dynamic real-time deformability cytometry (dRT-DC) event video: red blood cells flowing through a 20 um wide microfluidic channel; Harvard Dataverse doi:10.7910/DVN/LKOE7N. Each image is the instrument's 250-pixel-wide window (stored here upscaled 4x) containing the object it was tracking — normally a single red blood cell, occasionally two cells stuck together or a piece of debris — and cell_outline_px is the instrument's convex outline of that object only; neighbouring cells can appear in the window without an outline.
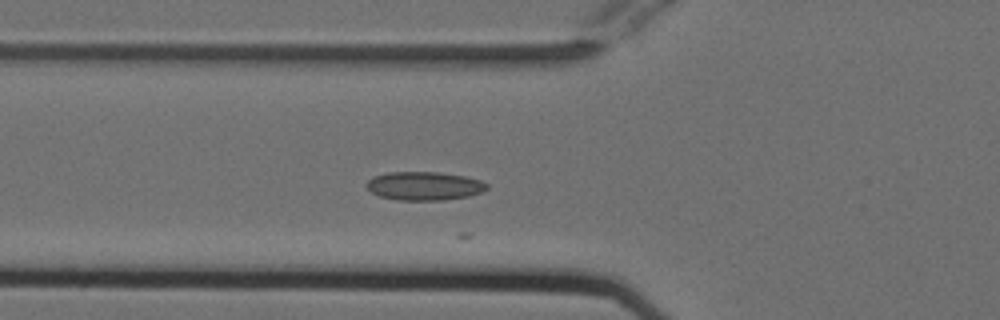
{"species": "Egyptian fruit bat (a non-hibernating species)", "species_latin": "Rousettus aegyptiacus", "temperature_condition": "cold", "stored_images_in_passage": 7, "camera_frame_rate_fps": 3000, "um_per_image_px": 0.085, "animal": {"sex": "female"}, "frame": {"image": 1, "passage_image": 2, "time_ms": 0.333, "image_size_px": [1000, 320], "cell_outline_px": [[488, 188], [484, 192], [468, 196], [444, 200], [396, 200], [380, 196], [372, 192], [364, 184], [372, 176], [388, 172], [440, 172], [464, 176], [480, 180], [488, 184]], "centroid_in_image_um": [36.06, 15.8], "position_along_channel_um": 89.7, "area_um2": 20.17}}
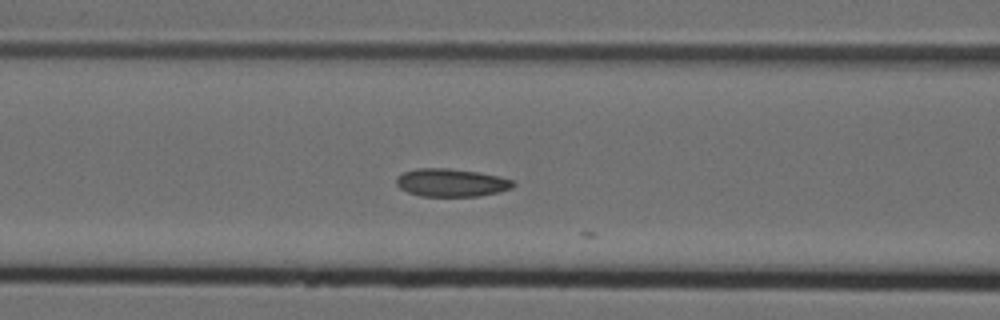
{"frame": {"image": 2, "passage_image": 5, "time_ms": 1.333, "image_size_px": [1000, 320], "cell_outline_px": [[516, 184], [512, 188], [500, 192], [480, 196], [420, 196], [408, 192], [400, 188], [396, 184], [396, 176], [404, 172], [416, 168], [448, 168], [476, 172], [500, 176], [512, 180]], "centroid_in_image_um": [38.36, 15.53], "position_along_channel_um": 128.2, "area_um2": 19.13}}